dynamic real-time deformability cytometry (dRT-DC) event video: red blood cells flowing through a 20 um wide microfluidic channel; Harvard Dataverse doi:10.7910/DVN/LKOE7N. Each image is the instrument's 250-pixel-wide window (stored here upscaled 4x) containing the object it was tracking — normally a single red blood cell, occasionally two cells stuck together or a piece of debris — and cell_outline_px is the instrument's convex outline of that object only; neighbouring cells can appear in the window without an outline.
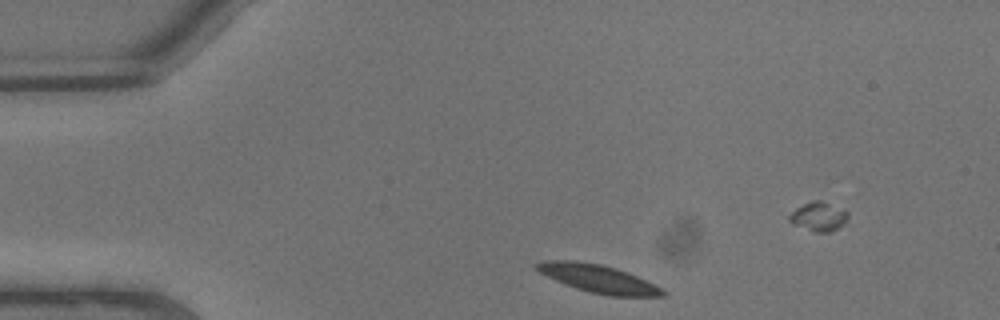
{"species": "common noctule bat (a hibernating species)", "species_latin": "Nyctalus noctula", "temperature_condition": "warm", "stored_images_in_passage": 4, "camera_frame_rate_fps": 3000, "um_per_image_px": 0.085, "animal": {"sex": "male", "body_mass_g": 13.3}, "frame": {"image": 1, "passage_image": 1, "time_ms": 0.0, "image_size_px": [1000, 320], "cell_outline_px": [[668, 292], [664, 296], [608, 296], [576, 288], [564, 284], [532, 268], [532, 264], [544, 260], [576, 260], [600, 264], [616, 268], [628, 272]], "centroid_in_image_um": [50.79, 23.67], "position_along_channel_um": 34.2, "area_um2": 20.46}}